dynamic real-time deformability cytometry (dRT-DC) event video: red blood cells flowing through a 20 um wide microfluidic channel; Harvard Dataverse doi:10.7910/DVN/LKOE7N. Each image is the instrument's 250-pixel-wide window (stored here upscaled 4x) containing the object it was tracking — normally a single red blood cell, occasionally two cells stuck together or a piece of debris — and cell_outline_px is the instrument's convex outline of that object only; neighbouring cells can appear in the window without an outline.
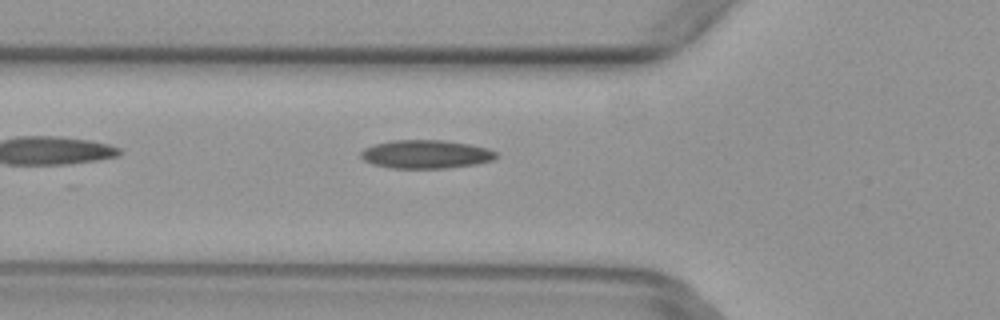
{"species": "common noctule bat (a hibernating species)", "species_latin": "Nyctalus noctula", "temperature_condition": "warm", "stored_images_in_passage": 2, "camera_frame_rate_fps": 3000, "um_per_image_px": 0.085, "animal": {"sex": "female", "body_mass_g": 29.2, "forearm_length_mm": 56.3}, "frame": {"image": 1, "passage_image": 2, "time_ms": 0.333, "image_size_px": [1000, 320], "cell_outline_px": [[496, 156], [492, 160], [476, 164], [448, 168], [392, 168], [376, 164], [364, 160], [360, 156], [360, 152], [364, 148], [376, 144], [392, 140], [444, 140], [468, 144], [488, 148], [496, 152]], "centroid_in_image_um": [36.2, 13.1], "position_along_channel_um": 89.6, "area_um2": 22.25}}